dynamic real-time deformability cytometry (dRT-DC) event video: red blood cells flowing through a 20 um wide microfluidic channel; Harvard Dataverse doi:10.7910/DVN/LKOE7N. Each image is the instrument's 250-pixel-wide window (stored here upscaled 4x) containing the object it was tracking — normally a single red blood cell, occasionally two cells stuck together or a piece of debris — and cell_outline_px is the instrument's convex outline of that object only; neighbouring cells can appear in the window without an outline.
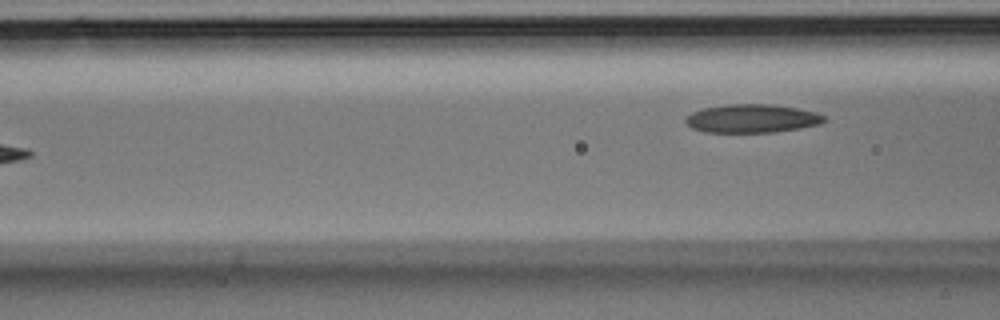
{"species": "Egyptian fruit bat (a non-hibernating species)", "species_latin": "Rousettus aegyptiacus", "temperature_condition": "room temperature", "stored_images_in_passage": 5, "camera_frame_rate_fps": 3000, "um_per_image_px": 0.085, "animal": {"sex": "male"}, "frame": {"image": 1, "passage_image": 5, "time_ms": 1.333, "image_size_px": [1000, 320], "cell_outline_px": [[828, 120], [820, 124], [772, 132], [704, 132], [692, 128], [684, 120], [692, 112], [704, 108], [728, 104], [772, 104], [796, 108], [816, 112], [824, 116]], "centroid_in_image_um": [63.92, 10.07], "position_along_channel_um": 102.7, "area_um2": 22.77}}